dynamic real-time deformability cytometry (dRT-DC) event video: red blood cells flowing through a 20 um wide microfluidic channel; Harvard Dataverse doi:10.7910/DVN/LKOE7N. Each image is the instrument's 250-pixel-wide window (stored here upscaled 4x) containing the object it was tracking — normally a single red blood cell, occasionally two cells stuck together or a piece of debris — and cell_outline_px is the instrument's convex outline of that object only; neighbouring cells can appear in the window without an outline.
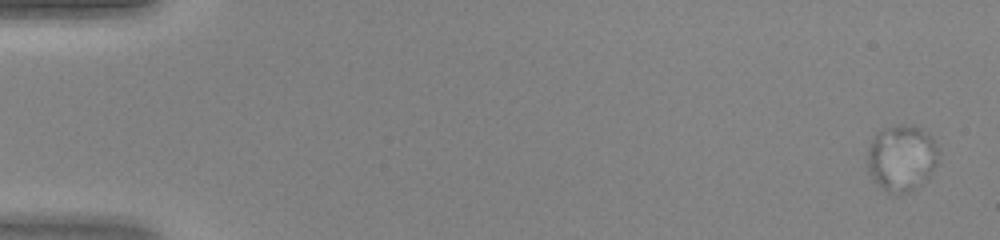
{"species": "human", "species_latin": "Homo sapiens", "temperature_condition": "warm", "stored_images_in_passage": 47, "camera_frame_rate_fps": 3000, "um_per_image_px": 0.085, "donor": {"sex": "female"}, "frame": {"image": 1, "passage_image": 1, "time_ms": 0.0, "image_size_px": [1000, 240], "cell_outline_px": [[940, 152], [936, 164], [928, 176], [920, 184], [908, 192], [896, 196], [892, 196], [868, 172], [868, 148], [872, 140], [884, 128], [900, 124], [904, 124], [920, 128], [932, 136]], "centroid_in_image_um": [76.66, 13.43], "position_along_channel_um": 8.3, "area_um2": 27.22}}